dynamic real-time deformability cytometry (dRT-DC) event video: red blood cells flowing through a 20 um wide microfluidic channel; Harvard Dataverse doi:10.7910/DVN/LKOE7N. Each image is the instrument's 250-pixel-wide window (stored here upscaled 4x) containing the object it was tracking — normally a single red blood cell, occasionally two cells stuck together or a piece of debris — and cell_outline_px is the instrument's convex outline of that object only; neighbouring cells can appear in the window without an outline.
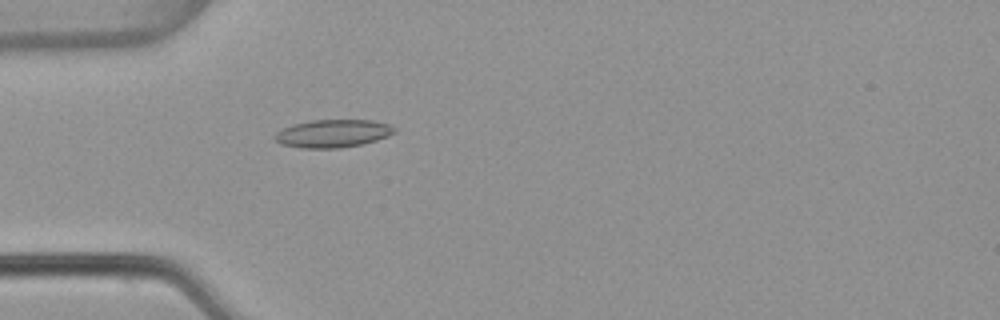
{"species": "common noctule bat (a hibernating species)", "species_latin": "Nyctalus noctula", "temperature_condition": "warm", "stored_images_in_passage": 45, "camera_frame_rate_fps": 3000, "um_per_image_px": 0.085, "animal": {"sex": "female", "body_mass_g": 22.7, "forearm_length_mm": 54.2}, "frame": {"image": 1, "passage_image": 8, "time_ms": 2.333, "image_size_px": [1000, 320], "cell_outline_px": [[396, 132], [388, 136], [364, 144], [340, 148], [300, 148], [280, 144], [272, 136], [276, 132], [284, 128], [296, 124], [312, 120], [372, 120], [388, 124], [396, 128]], "centroid_in_image_um": [28.3, 11.35], "position_along_channel_um": 56.7, "area_um2": 19.48}}
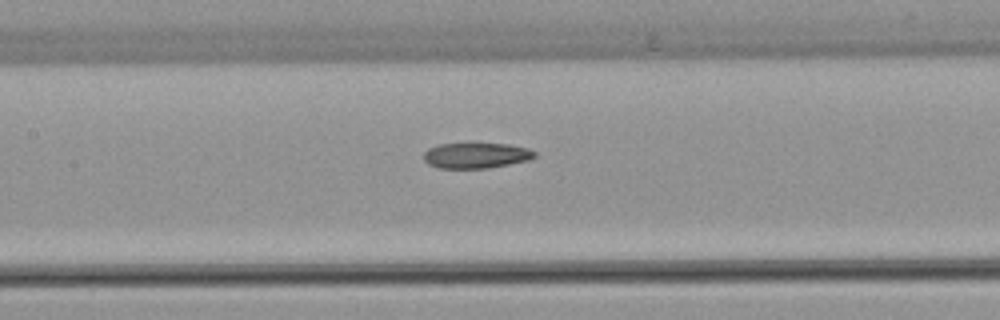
{"frame": {"image": 2, "passage_image": 17, "time_ms": 5.333, "image_size_px": [1000, 320], "cell_outline_px": [[536, 156], [528, 160], [488, 168], [440, 168], [428, 164], [424, 160], [424, 152], [428, 148], [440, 144], [508, 144], [528, 148], [536, 152]], "centroid_in_image_um": [40.46, 13.22], "position_along_channel_um": 166.9, "area_um2": 16.36}}
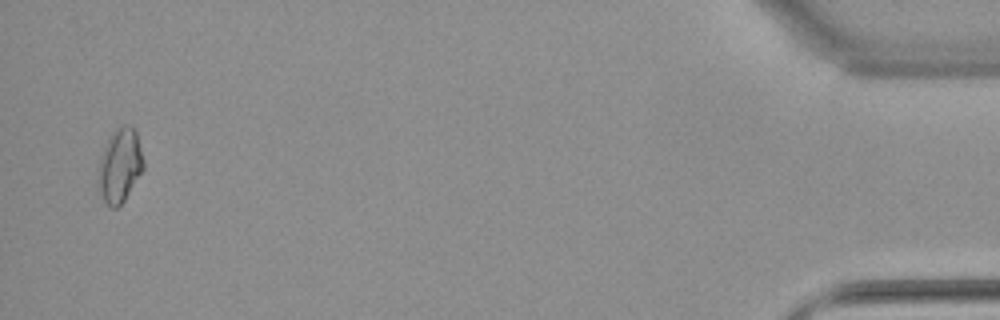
{"frame": {"image": 3, "passage_image": 44, "time_ms": 14.333, "image_size_px": [1000, 320], "cell_outline_px": [[144, 168], [124, 200], [116, 208], [112, 208], [104, 200], [100, 192], [96, 180], [96, 172], [100, 156], [112, 132], [116, 128], [128, 124], [136, 128], [144, 160]], "centroid_in_image_um": [10.17, 14.04], "position_along_channel_um": 425.0, "area_um2": 19.71}}